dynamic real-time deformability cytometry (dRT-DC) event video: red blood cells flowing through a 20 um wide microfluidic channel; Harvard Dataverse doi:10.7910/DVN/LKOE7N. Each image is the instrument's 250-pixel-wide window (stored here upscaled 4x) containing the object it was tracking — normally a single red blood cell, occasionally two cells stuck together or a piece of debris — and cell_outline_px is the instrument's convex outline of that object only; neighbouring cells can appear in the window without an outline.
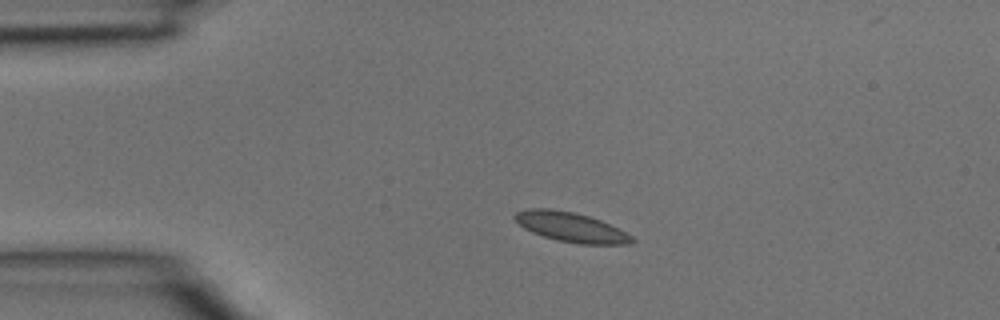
{"species": "common noctule bat (a hibernating species)", "species_latin": "Nyctalus noctula", "temperature_condition": "room temperature", "stored_images_in_passage": 3, "camera_frame_rate_fps": 3000, "um_per_image_px": 0.085, "animal": {"sex": "male", "body_mass_g": 15.6}, "frame": {"image": 1, "passage_image": 2, "time_ms": 0.333, "image_size_px": [1000, 320], "cell_outline_px": [[636, 240], [628, 244], [580, 244], [560, 240], [544, 236], [532, 232], [524, 228], [512, 216], [516, 212], [532, 208], [548, 208], [572, 212], [588, 216], [600, 220], [632, 236]], "centroid_in_image_um": [48.51, 19.3], "position_along_channel_um": 36.5, "area_um2": 19.77}}